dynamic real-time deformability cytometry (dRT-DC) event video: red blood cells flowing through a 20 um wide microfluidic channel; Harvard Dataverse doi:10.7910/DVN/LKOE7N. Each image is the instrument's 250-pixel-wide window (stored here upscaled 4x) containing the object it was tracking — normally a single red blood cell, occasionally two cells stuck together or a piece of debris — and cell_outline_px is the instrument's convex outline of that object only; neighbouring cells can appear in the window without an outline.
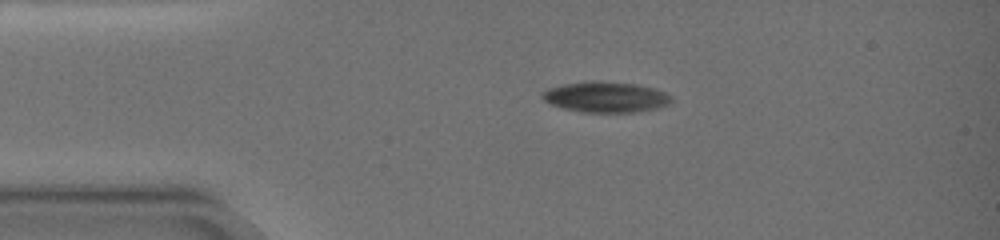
{"species": "common noctule bat (a hibernating species)", "species_latin": "Nyctalus noctula", "temperature_condition": "warm", "stored_images_in_passage": 3, "camera_frame_rate_fps": 3000, "um_per_image_px": 0.085, "animal": {"sex": "female", "body_mass_g": 19.0, "forearm_length_mm": 51.5}, "frame": {"image": 1, "passage_image": 1, "time_ms": 0.0, "image_size_px": [1000, 240], "cell_outline_px": [[672, 100], [668, 104], [656, 108], [636, 112], [580, 112], [564, 108], [552, 104], [544, 100], [540, 96], [540, 92], [548, 88], [564, 84], [596, 80], [600, 80], [636, 84], [652, 88], [664, 92], [672, 96]], "centroid_in_image_um": [51.46, 8.24], "position_along_channel_um": 33.5, "area_um2": 23.06}}